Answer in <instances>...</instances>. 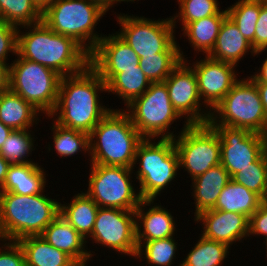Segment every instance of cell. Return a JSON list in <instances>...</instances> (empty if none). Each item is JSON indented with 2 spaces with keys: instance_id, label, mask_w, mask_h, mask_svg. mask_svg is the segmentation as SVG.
<instances>
[{
  "instance_id": "obj_14",
  "label": "cell",
  "mask_w": 267,
  "mask_h": 266,
  "mask_svg": "<svg viewBox=\"0 0 267 266\" xmlns=\"http://www.w3.org/2000/svg\"><path fill=\"white\" fill-rule=\"evenodd\" d=\"M164 83L173 108L182 118L184 117V122L188 124L208 123L211 110L202 102L196 75L184 60L171 72Z\"/></svg>"
},
{
  "instance_id": "obj_9",
  "label": "cell",
  "mask_w": 267,
  "mask_h": 266,
  "mask_svg": "<svg viewBox=\"0 0 267 266\" xmlns=\"http://www.w3.org/2000/svg\"><path fill=\"white\" fill-rule=\"evenodd\" d=\"M125 108L124 111L143 138L174 139L178 135L170 128L173 129L171 125L183 118L173 108L164 82L151 83L144 94Z\"/></svg>"
},
{
  "instance_id": "obj_47",
  "label": "cell",
  "mask_w": 267,
  "mask_h": 266,
  "mask_svg": "<svg viewBox=\"0 0 267 266\" xmlns=\"http://www.w3.org/2000/svg\"><path fill=\"white\" fill-rule=\"evenodd\" d=\"M10 165L11 164L8 161H6L0 154V189L5 183L7 172H8Z\"/></svg>"
},
{
  "instance_id": "obj_38",
  "label": "cell",
  "mask_w": 267,
  "mask_h": 266,
  "mask_svg": "<svg viewBox=\"0 0 267 266\" xmlns=\"http://www.w3.org/2000/svg\"><path fill=\"white\" fill-rule=\"evenodd\" d=\"M231 179L255 192L263 200H267V158L265 153L251 166L242 169Z\"/></svg>"
},
{
  "instance_id": "obj_16",
  "label": "cell",
  "mask_w": 267,
  "mask_h": 266,
  "mask_svg": "<svg viewBox=\"0 0 267 266\" xmlns=\"http://www.w3.org/2000/svg\"><path fill=\"white\" fill-rule=\"evenodd\" d=\"M194 71L202 102L212 110L240 79L233 64L205 55L200 60H184ZM189 62V63H188ZM192 62V64L190 63ZM204 100V101H203Z\"/></svg>"
},
{
  "instance_id": "obj_6",
  "label": "cell",
  "mask_w": 267,
  "mask_h": 266,
  "mask_svg": "<svg viewBox=\"0 0 267 266\" xmlns=\"http://www.w3.org/2000/svg\"><path fill=\"white\" fill-rule=\"evenodd\" d=\"M107 15L90 0H54L42 11V21L57 34L74 39L89 54L105 36L95 28Z\"/></svg>"
},
{
  "instance_id": "obj_21",
  "label": "cell",
  "mask_w": 267,
  "mask_h": 266,
  "mask_svg": "<svg viewBox=\"0 0 267 266\" xmlns=\"http://www.w3.org/2000/svg\"><path fill=\"white\" fill-rule=\"evenodd\" d=\"M251 53L250 56L255 57V50L252 44L244 38L238 30V27L227 16L221 24L216 44L209 57L239 66V62Z\"/></svg>"
},
{
  "instance_id": "obj_7",
  "label": "cell",
  "mask_w": 267,
  "mask_h": 266,
  "mask_svg": "<svg viewBox=\"0 0 267 266\" xmlns=\"http://www.w3.org/2000/svg\"><path fill=\"white\" fill-rule=\"evenodd\" d=\"M208 123L267 135V116L255 82L249 76L240 78L211 110Z\"/></svg>"
},
{
  "instance_id": "obj_18",
  "label": "cell",
  "mask_w": 267,
  "mask_h": 266,
  "mask_svg": "<svg viewBox=\"0 0 267 266\" xmlns=\"http://www.w3.org/2000/svg\"><path fill=\"white\" fill-rule=\"evenodd\" d=\"M201 224L203 237L222 242L231 247L234 243L242 242L248 238L249 218L243 214L208 209L200 212L193 219Z\"/></svg>"
},
{
  "instance_id": "obj_43",
  "label": "cell",
  "mask_w": 267,
  "mask_h": 266,
  "mask_svg": "<svg viewBox=\"0 0 267 266\" xmlns=\"http://www.w3.org/2000/svg\"><path fill=\"white\" fill-rule=\"evenodd\" d=\"M10 64L0 62V92L9 89Z\"/></svg>"
},
{
  "instance_id": "obj_34",
  "label": "cell",
  "mask_w": 267,
  "mask_h": 266,
  "mask_svg": "<svg viewBox=\"0 0 267 266\" xmlns=\"http://www.w3.org/2000/svg\"><path fill=\"white\" fill-rule=\"evenodd\" d=\"M227 16L255 50V29L260 14V0H237L226 8Z\"/></svg>"
},
{
  "instance_id": "obj_48",
  "label": "cell",
  "mask_w": 267,
  "mask_h": 266,
  "mask_svg": "<svg viewBox=\"0 0 267 266\" xmlns=\"http://www.w3.org/2000/svg\"><path fill=\"white\" fill-rule=\"evenodd\" d=\"M11 132H12V129L7 127L0 121V149L2 145L4 144V142L6 141V138L10 135Z\"/></svg>"
},
{
  "instance_id": "obj_3",
  "label": "cell",
  "mask_w": 267,
  "mask_h": 266,
  "mask_svg": "<svg viewBox=\"0 0 267 266\" xmlns=\"http://www.w3.org/2000/svg\"><path fill=\"white\" fill-rule=\"evenodd\" d=\"M46 189L35 195L0 192V238L18 241L40 236L60 214V202L52 199Z\"/></svg>"
},
{
  "instance_id": "obj_4",
  "label": "cell",
  "mask_w": 267,
  "mask_h": 266,
  "mask_svg": "<svg viewBox=\"0 0 267 266\" xmlns=\"http://www.w3.org/2000/svg\"><path fill=\"white\" fill-rule=\"evenodd\" d=\"M143 137L121 109H112L89 134L90 164L132 168Z\"/></svg>"
},
{
  "instance_id": "obj_41",
  "label": "cell",
  "mask_w": 267,
  "mask_h": 266,
  "mask_svg": "<svg viewBox=\"0 0 267 266\" xmlns=\"http://www.w3.org/2000/svg\"><path fill=\"white\" fill-rule=\"evenodd\" d=\"M253 236L267 237V200H263L257 211L249 218L248 240Z\"/></svg>"
},
{
  "instance_id": "obj_51",
  "label": "cell",
  "mask_w": 267,
  "mask_h": 266,
  "mask_svg": "<svg viewBox=\"0 0 267 266\" xmlns=\"http://www.w3.org/2000/svg\"><path fill=\"white\" fill-rule=\"evenodd\" d=\"M264 240H265V241L263 242V244L266 246V247H265V249H266L265 251H266V253H267V237L264 238ZM265 256L267 257V254H266Z\"/></svg>"
},
{
  "instance_id": "obj_37",
  "label": "cell",
  "mask_w": 267,
  "mask_h": 266,
  "mask_svg": "<svg viewBox=\"0 0 267 266\" xmlns=\"http://www.w3.org/2000/svg\"><path fill=\"white\" fill-rule=\"evenodd\" d=\"M182 61L180 52H162L139 58V66L151 83L164 82Z\"/></svg>"
},
{
  "instance_id": "obj_45",
  "label": "cell",
  "mask_w": 267,
  "mask_h": 266,
  "mask_svg": "<svg viewBox=\"0 0 267 266\" xmlns=\"http://www.w3.org/2000/svg\"><path fill=\"white\" fill-rule=\"evenodd\" d=\"M90 1H93L94 3L98 4L106 13L109 10H111V8H113L115 4L118 5L119 3H122V2L124 3L134 2V0H90Z\"/></svg>"
},
{
  "instance_id": "obj_27",
  "label": "cell",
  "mask_w": 267,
  "mask_h": 266,
  "mask_svg": "<svg viewBox=\"0 0 267 266\" xmlns=\"http://www.w3.org/2000/svg\"><path fill=\"white\" fill-rule=\"evenodd\" d=\"M227 14H215L206 18L198 19L188 23L184 28L182 36L187 38L188 44L195 53L200 52L203 56L208 55L214 48L222 22Z\"/></svg>"
},
{
  "instance_id": "obj_29",
  "label": "cell",
  "mask_w": 267,
  "mask_h": 266,
  "mask_svg": "<svg viewBox=\"0 0 267 266\" xmlns=\"http://www.w3.org/2000/svg\"><path fill=\"white\" fill-rule=\"evenodd\" d=\"M151 82L141 70L122 69L121 73H117L107 84V95L115 94L119 100L122 99L124 107L129 105L134 99L144 94L150 87Z\"/></svg>"
},
{
  "instance_id": "obj_20",
  "label": "cell",
  "mask_w": 267,
  "mask_h": 266,
  "mask_svg": "<svg viewBox=\"0 0 267 266\" xmlns=\"http://www.w3.org/2000/svg\"><path fill=\"white\" fill-rule=\"evenodd\" d=\"M40 237L53 247L65 252L77 264L88 263L96 255L93 250L87 248L86 239L60 214L43 230Z\"/></svg>"
},
{
  "instance_id": "obj_31",
  "label": "cell",
  "mask_w": 267,
  "mask_h": 266,
  "mask_svg": "<svg viewBox=\"0 0 267 266\" xmlns=\"http://www.w3.org/2000/svg\"><path fill=\"white\" fill-rule=\"evenodd\" d=\"M191 250L176 266H222L229 255L227 244L207 239L200 235Z\"/></svg>"
},
{
  "instance_id": "obj_32",
  "label": "cell",
  "mask_w": 267,
  "mask_h": 266,
  "mask_svg": "<svg viewBox=\"0 0 267 266\" xmlns=\"http://www.w3.org/2000/svg\"><path fill=\"white\" fill-rule=\"evenodd\" d=\"M175 237L148 242H137L136 260L145 261L149 266H173L179 249ZM177 252V253H176ZM144 258V259H143Z\"/></svg>"
},
{
  "instance_id": "obj_40",
  "label": "cell",
  "mask_w": 267,
  "mask_h": 266,
  "mask_svg": "<svg viewBox=\"0 0 267 266\" xmlns=\"http://www.w3.org/2000/svg\"><path fill=\"white\" fill-rule=\"evenodd\" d=\"M0 242V266H26L25 254L18 241L1 239Z\"/></svg>"
},
{
  "instance_id": "obj_50",
  "label": "cell",
  "mask_w": 267,
  "mask_h": 266,
  "mask_svg": "<svg viewBox=\"0 0 267 266\" xmlns=\"http://www.w3.org/2000/svg\"><path fill=\"white\" fill-rule=\"evenodd\" d=\"M264 153L266 155V158H267V135L265 137V143H264Z\"/></svg>"
},
{
  "instance_id": "obj_8",
  "label": "cell",
  "mask_w": 267,
  "mask_h": 266,
  "mask_svg": "<svg viewBox=\"0 0 267 266\" xmlns=\"http://www.w3.org/2000/svg\"><path fill=\"white\" fill-rule=\"evenodd\" d=\"M116 21L121 28L115 33L139 58L156 56L162 52H180L182 60L188 58L176 40V29L171 16L155 20L145 16L120 13L117 14Z\"/></svg>"
},
{
  "instance_id": "obj_49",
  "label": "cell",
  "mask_w": 267,
  "mask_h": 266,
  "mask_svg": "<svg viewBox=\"0 0 267 266\" xmlns=\"http://www.w3.org/2000/svg\"><path fill=\"white\" fill-rule=\"evenodd\" d=\"M33 1L40 8V10L43 11L54 0H33Z\"/></svg>"
},
{
  "instance_id": "obj_28",
  "label": "cell",
  "mask_w": 267,
  "mask_h": 266,
  "mask_svg": "<svg viewBox=\"0 0 267 266\" xmlns=\"http://www.w3.org/2000/svg\"><path fill=\"white\" fill-rule=\"evenodd\" d=\"M262 202L258 194L231 179L222 189L213 209L235 212L250 218Z\"/></svg>"
},
{
  "instance_id": "obj_19",
  "label": "cell",
  "mask_w": 267,
  "mask_h": 266,
  "mask_svg": "<svg viewBox=\"0 0 267 266\" xmlns=\"http://www.w3.org/2000/svg\"><path fill=\"white\" fill-rule=\"evenodd\" d=\"M171 213L155 199H143L135 210L136 241L148 242L175 236L177 224Z\"/></svg>"
},
{
  "instance_id": "obj_12",
  "label": "cell",
  "mask_w": 267,
  "mask_h": 266,
  "mask_svg": "<svg viewBox=\"0 0 267 266\" xmlns=\"http://www.w3.org/2000/svg\"><path fill=\"white\" fill-rule=\"evenodd\" d=\"M173 139L179 155V166L191 180L220 164L221 145L217 131L209 123L183 122Z\"/></svg>"
},
{
  "instance_id": "obj_26",
  "label": "cell",
  "mask_w": 267,
  "mask_h": 266,
  "mask_svg": "<svg viewBox=\"0 0 267 266\" xmlns=\"http://www.w3.org/2000/svg\"><path fill=\"white\" fill-rule=\"evenodd\" d=\"M25 254L26 266H76L65 252L53 247L40 236H28L18 240Z\"/></svg>"
},
{
  "instance_id": "obj_5",
  "label": "cell",
  "mask_w": 267,
  "mask_h": 266,
  "mask_svg": "<svg viewBox=\"0 0 267 266\" xmlns=\"http://www.w3.org/2000/svg\"><path fill=\"white\" fill-rule=\"evenodd\" d=\"M155 140L144 138L138 145L132 171L135 175L134 181L139 183V188L138 186L136 188L141 198L157 201L158 196L167 190L169 184L175 182L181 170L174 140Z\"/></svg>"
},
{
  "instance_id": "obj_44",
  "label": "cell",
  "mask_w": 267,
  "mask_h": 266,
  "mask_svg": "<svg viewBox=\"0 0 267 266\" xmlns=\"http://www.w3.org/2000/svg\"><path fill=\"white\" fill-rule=\"evenodd\" d=\"M251 76H249L254 82H263L267 83V57L262 62L261 67L255 70Z\"/></svg>"
},
{
  "instance_id": "obj_35",
  "label": "cell",
  "mask_w": 267,
  "mask_h": 266,
  "mask_svg": "<svg viewBox=\"0 0 267 266\" xmlns=\"http://www.w3.org/2000/svg\"><path fill=\"white\" fill-rule=\"evenodd\" d=\"M0 19L16 27L42 21V11L33 0H0Z\"/></svg>"
},
{
  "instance_id": "obj_36",
  "label": "cell",
  "mask_w": 267,
  "mask_h": 266,
  "mask_svg": "<svg viewBox=\"0 0 267 266\" xmlns=\"http://www.w3.org/2000/svg\"><path fill=\"white\" fill-rule=\"evenodd\" d=\"M179 11L171 16L174 28L181 23V30L190 22L206 18L215 14H227L226 8L222 10L218 0H176ZM179 21V22H178Z\"/></svg>"
},
{
  "instance_id": "obj_30",
  "label": "cell",
  "mask_w": 267,
  "mask_h": 266,
  "mask_svg": "<svg viewBox=\"0 0 267 266\" xmlns=\"http://www.w3.org/2000/svg\"><path fill=\"white\" fill-rule=\"evenodd\" d=\"M51 125L50 129L52 128L51 132L53 133H51L52 137L50 139L53 138V144L51 145H54V149L48 144L45 147L48 153L54 150L56 156L62 159L75 156L79 152L89 154V135L87 133L60 126L53 120Z\"/></svg>"
},
{
  "instance_id": "obj_13",
  "label": "cell",
  "mask_w": 267,
  "mask_h": 266,
  "mask_svg": "<svg viewBox=\"0 0 267 266\" xmlns=\"http://www.w3.org/2000/svg\"><path fill=\"white\" fill-rule=\"evenodd\" d=\"M91 239V240H90ZM97 244L111 249L116 254L136 258L138 247L136 241L135 211L119 208L99 207L96 221L87 244Z\"/></svg>"
},
{
  "instance_id": "obj_52",
  "label": "cell",
  "mask_w": 267,
  "mask_h": 266,
  "mask_svg": "<svg viewBox=\"0 0 267 266\" xmlns=\"http://www.w3.org/2000/svg\"><path fill=\"white\" fill-rule=\"evenodd\" d=\"M88 265H89V262H88V264L87 263H83V264H77L76 266H88Z\"/></svg>"
},
{
  "instance_id": "obj_33",
  "label": "cell",
  "mask_w": 267,
  "mask_h": 266,
  "mask_svg": "<svg viewBox=\"0 0 267 266\" xmlns=\"http://www.w3.org/2000/svg\"><path fill=\"white\" fill-rule=\"evenodd\" d=\"M34 133L30 129L12 130L0 149L1 156L10 164L38 163L28 158L36 149Z\"/></svg>"
},
{
  "instance_id": "obj_15",
  "label": "cell",
  "mask_w": 267,
  "mask_h": 266,
  "mask_svg": "<svg viewBox=\"0 0 267 266\" xmlns=\"http://www.w3.org/2000/svg\"><path fill=\"white\" fill-rule=\"evenodd\" d=\"M220 137V164L231 178L251 166L263 153L266 135L224 125H211Z\"/></svg>"
},
{
  "instance_id": "obj_22",
  "label": "cell",
  "mask_w": 267,
  "mask_h": 266,
  "mask_svg": "<svg viewBox=\"0 0 267 266\" xmlns=\"http://www.w3.org/2000/svg\"><path fill=\"white\" fill-rule=\"evenodd\" d=\"M231 180L228 171L221 165L208 169L204 174L194 178L191 183V196L194 199V217L200 212L213 209L222 189Z\"/></svg>"
},
{
  "instance_id": "obj_2",
  "label": "cell",
  "mask_w": 267,
  "mask_h": 266,
  "mask_svg": "<svg viewBox=\"0 0 267 266\" xmlns=\"http://www.w3.org/2000/svg\"><path fill=\"white\" fill-rule=\"evenodd\" d=\"M17 54L61 76L77 74L90 65V54L79 43L57 34L43 21L18 28Z\"/></svg>"
},
{
  "instance_id": "obj_39",
  "label": "cell",
  "mask_w": 267,
  "mask_h": 266,
  "mask_svg": "<svg viewBox=\"0 0 267 266\" xmlns=\"http://www.w3.org/2000/svg\"><path fill=\"white\" fill-rule=\"evenodd\" d=\"M17 33L18 27L0 19V62L10 64V54L17 55Z\"/></svg>"
},
{
  "instance_id": "obj_23",
  "label": "cell",
  "mask_w": 267,
  "mask_h": 266,
  "mask_svg": "<svg viewBox=\"0 0 267 266\" xmlns=\"http://www.w3.org/2000/svg\"><path fill=\"white\" fill-rule=\"evenodd\" d=\"M43 114L10 89L0 93V121L12 130L36 127Z\"/></svg>"
},
{
  "instance_id": "obj_1",
  "label": "cell",
  "mask_w": 267,
  "mask_h": 266,
  "mask_svg": "<svg viewBox=\"0 0 267 266\" xmlns=\"http://www.w3.org/2000/svg\"><path fill=\"white\" fill-rule=\"evenodd\" d=\"M100 93H107L106 83L90 65L77 74L62 76L55 109L47 118L89 135L113 109L102 103Z\"/></svg>"
},
{
  "instance_id": "obj_10",
  "label": "cell",
  "mask_w": 267,
  "mask_h": 266,
  "mask_svg": "<svg viewBox=\"0 0 267 266\" xmlns=\"http://www.w3.org/2000/svg\"><path fill=\"white\" fill-rule=\"evenodd\" d=\"M12 62L9 89L32 104L44 116H49L57 103L62 76L55 70L21 58L18 54Z\"/></svg>"
},
{
  "instance_id": "obj_11",
  "label": "cell",
  "mask_w": 267,
  "mask_h": 266,
  "mask_svg": "<svg viewBox=\"0 0 267 266\" xmlns=\"http://www.w3.org/2000/svg\"><path fill=\"white\" fill-rule=\"evenodd\" d=\"M88 188L84 192L99 206L135 211L141 201L134 186L132 168L89 164Z\"/></svg>"
},
{
  "instance_id": "obj_24",
  "label": "cell",
  "mask_w": 267,
  "mask_h": 266,
  "mask_svg": "<svg viewBox=\"0 0 267 266\" xmlns=\"http://www.w3.org/2000/svg\"><path fill=\"white\" fill-rule=\"evenodd\" d=\"M38 163L11 164L5 183L0 192H12L19 195H35L45 190L47 171Z\"/></svg>"
},
{
  "instance_id": "obj_17",
  "label": "cell",
  "mask_w": 267,
  "mask_h": 266,
  "mask_svg": "<svg viewBox=\"0 0 267 266\" xmlns=\"http://www.w3.org/2000/svg\"><path fill=\"white\" fill-rule=\"evenodd\" d=\"M139 57L116 33L105 34L90 54V66L107 84L122 69H137Z\"/></svg>"
},
{
  "instance_id": "obj_53",
  "label": "cell",
  "mask_w": 267,
  "mask_h": 266,
  "mask_svg": "<svg viewBox=\"0 0 267 266\" xmlns=\"http://www.w3.org/2000/svg\"><path fill=\"white\" fill-rule=\"evenodd\" d=\"M263 4L267 5V0H260Z\"/></svg>"
},
{
  "instance_id": "obj_42",
  "label": "cell",
  "mask_w": 267,
  "mask_h": 266,
  "mask_svg": "<svg viewBox=\"0 0 267 266\" xmlns=\"http://www.w3.org/2000/svg\"><path fill=\"white\" fill-rule=\"evenodd\" d=\"M267 52V5L260 1V14L255 29V56Z\"/></svg>"
},
{
  "instance_id": "obj_25",
  "label": "cell",
  "mask_w": 267,
  "mask_h": 266,
  "mask_svg": "<svg viewBox=\"0 0 267 266\" xmlns=\"http://www.w3.org/2000/svg\"><path fill=\"white\" fill-rule=\"evenodd\" d=\"M71 202L60 201V215L84 238L91 236L99 206L85 193L80 191Z\"/></svg>"
},
{
  "instance_id": "obj_46",
  "label": "cell",
  "mask_w": 267,
  "mask_h": 266,
  "mask_svg": "<svg viewBox=\"0 0 267 266\" xmlns=\"http://www.w3.org/2000/svg\"><path fill=\"white\" fill-rule=\"evenodd\" d=\"M255 85L258 89L260 99L263 104L265 114L267 116V83L255 82Z\"/></svg>"
}]
</instances>
